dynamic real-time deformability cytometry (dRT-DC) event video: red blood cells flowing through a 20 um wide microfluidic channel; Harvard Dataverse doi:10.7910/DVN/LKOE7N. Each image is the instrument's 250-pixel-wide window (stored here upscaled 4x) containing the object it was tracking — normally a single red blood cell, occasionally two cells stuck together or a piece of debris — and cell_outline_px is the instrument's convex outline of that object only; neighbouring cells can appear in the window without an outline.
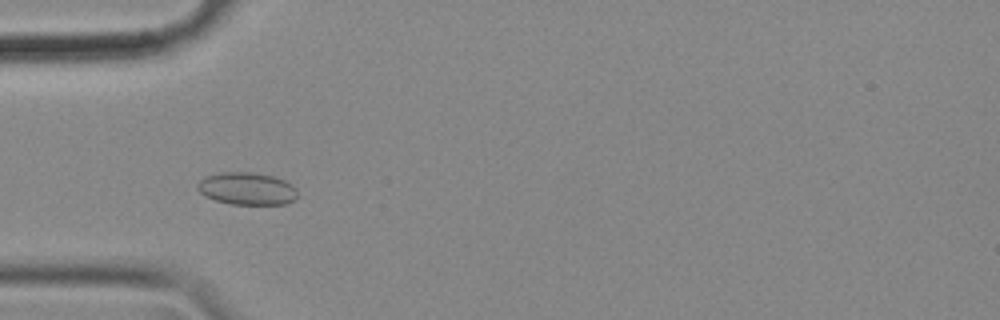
{"species": "common noctule bat (a hibernating species)", "species_latin": "Nyctalus noctula", "temperature_condition": "cold", "stored_images_in_passage": 41, "camera_frame_rate_fps": 3000, "um_per_image_px": 0.085, "animal": {"sex": "female", "body_mass_g": 18.4}, "frame": {"image": 1, "passage_image": 2, "time_ms": 0.333, "image_size_px": [1000, 320], "cell_outline_px": [[296, 200], [284, 204], [232, 204], [216, 200], [204, 196], [196, 188], [196, 184], [204, 176], [220, 172], [252, 172], [272, 176], [284, 180], [292, 184], [296, 188]], "centroid_in_image_um": [20.97, 16.03], "position_along_channel_um": 64.0, "area_um2": 19.02}}
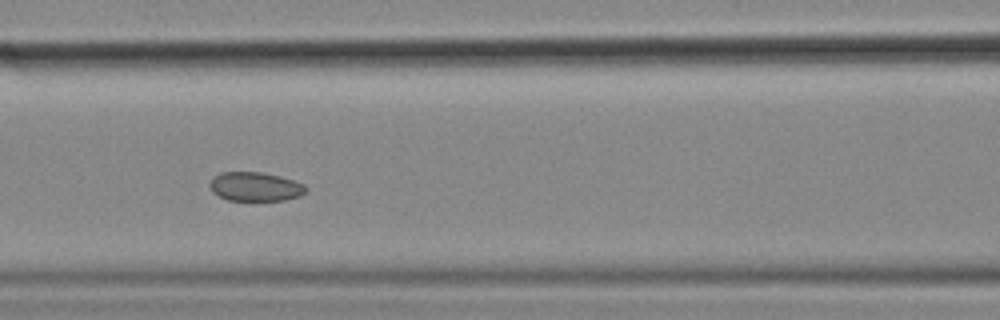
{"frame": {"image": 2, "passage_image": 9, "time_ms": 2.667, "image_size_px": [1000, 320], "cell_outline_px": [[308, 188], [300, 196], [284, 200], [228, 200], [212, 192], [208, 184], [212, 176], [220, 172], [264, 172], [280, 176], [304, 184]], "centroid_in_image_um": [21.66, 15.85], "position_along_channel_um": 144.9, "area_um2": 16.36}}
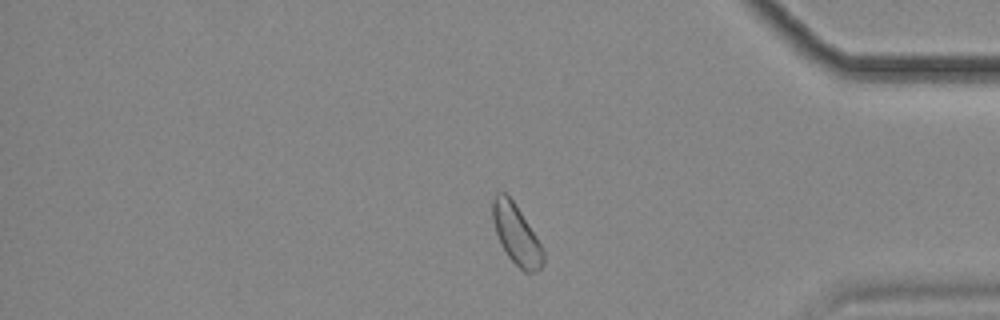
{"frame": {"image": 3, "passage_image": 32, "time_ms": 10.333, "image_size_px": [1000, 320], "cell_outline_px": [[544, 264], [536, 272], [524, 272], [508, 256], [496, 232], [492, 220], [492, 200], [496, 192], [504, 192], [512, 200], [536, 236], [544, 252]], "centroid_in_image_um": [43.88, 19.93], "position_along_channel_um": 391.3, "area_um2": 17.28}}